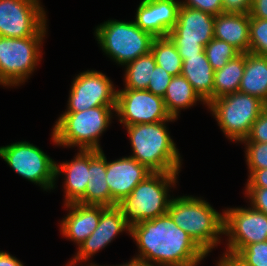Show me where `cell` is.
Masks as SVG:
<instances>
[{"label": "cell", "instance_id": "6da1fadb", "mask_svg": "<svg viewBox=\"0 0 267 266\" xmlns=\"http://www.w3.org/2000/svg\"><path fill=\"white\" fill-rule=\"evenodd\" d=\"M130 235L140 249L134 258L153 266H197L207 255L168 213L132 225Z\"/></svg>", "mask_w": 267, "mask_h": 266}, {"label": "cell", "instance_id": "7a4b0ae2", "mask_svg": "<svg viewBox=\"0 0 267 266\" xmlns=\"http://www.w3.org/2000/svg\"><path fill=\"white\" fill-rule=\"evenodd\" d=\"M166 121L125 126L133 155L152 172H178L180 154L166 128Z\"/></svg>", "mask_w": 267, "mask_h": 266}, {"label": "cell", "instance_id": "3957f363", "mask_svg": "<svg viewBox=\"0 0 267 266\" xmlns=\"http://www.w3.org/2000/svg\"><path fill=\"white\" fill-rule=\"evenodd\" d=\"M167 213L207 254L217 246L218 235L224 234V213H218L200 198H173Z\"/></svg>", "mask_w": 267, "mask_h": 266}, {"label": "cell", "instance_id": "277c9868", "mask_svg": "<svg viewBox=\"0 0 267 266\" xmlns=\"http://www.w3.org/2000/svg\"><path fill=\"white\" fill-rule=\"evenodd\" d=\"M115 109L116 106H99L81 112H64L53 128L54 143L78 146L82 150H102L99 136L111 123V111Z\"/></svg>", "mask_w": 267, "mask_h": 266}, {"label": "cell", "instance_id": "5b68a950", "mask_svg": "<svg viewBox=\"0 0 267 266\" xmlns=\"http://www.w3.org/2000/svg\"><path fill=\"white\" fill-rule=\"evenodd\" d=\"M178 173L152 172L118 204L130 227L167 213L171 200L168 198V190L176 184Z\"/></svg>", "mask_w": 267, "mask_h": 266}, {"label": "cell", "instance_id": "8992f818", "mask_svg": "<svg viewBox=\"0 0 267 266\" xmlns=\"http://www.w3.org/2000/svg\"><path fill=\"white\" fill-rule=\"evenodd\" d=\"M95 34L102 50L121 65L149 54L155 38L134 21L108 20L96 28Z\"/></svg>", "mask_w": 267, "mask_h": 266}, {"label": "cell", "instance_id": "52a82bcc", "mask_svg": "<svg viewBox=\"0 0 267 266\" xmlns=\"http://www.w3.org/2000/svg\"><path fill=\"white\" fill-rule=\"evenodd\" d=\"M207 106L224 134L236 142L247 138L253 123L267 107L259 98L241 92L214 99Z\"/></svg>", "mask_w": 267, "mask_h": 266}, {"label": "cell", "instance_id": "ba28073f", "mask_svg": "<svg viewBox=\"0 0 267 266\" xmlns=\"http://www.w3.org/2000/svg\"><path fill=\"white\" fill-rule=\"evenodd\" d=\"M45 34L46 24L31 37L0 36V84L17 86L25 82L39 62V50Z\"/></svg>", "mask_w": 267, "mask_h": 266}, {"label": "cell", "instance_id": "9c48e42d", "mask_svg": "<svg viewBox=\"0 0 267 266\" xmlns=\"http://www.w3.org/2000/svg\"><path fill=\"white\" fill-rule=\"evenodd\" d=\"M0 157L20 176L44 190L53 189L56 162L37 146L22 141L0 147Z\"/></svg>", "mask_w": 267, "mask_h": 266}, {"label": "cell", "instance_id": "30bf717a", "mask_svg": "<svg viewBox=\"0 0 267 266\" xmlns=\"http://www.w3.org/2000/svg\"><path fill=\"white\" fill-rule=\"evenodd\" d=\"M215 16L180 5L177 22L168 37L182 59L200 54L214 38Z\"/></svg>", "mask_w": 267, "mask_h": 266}, {"label": "cell", "instance_id": "8fae6325", "mask_svg": "<svg viewBox=\"0 0 267 266\" xmlns=\"http://www.w3.org/2000/svg\"><path fill=\"white\" fill-rule=\"evenodd\" d=\"M115 112L124 126L176 119L168 113L163 97L148 90H118Z\"/></svg>", "mask_w": 267, "mask_h": 266}, {"label": "cell", "instance_id": "7c38bea8", "mask_svg": "<svg viewBox=\"0 0 267 266\" xmlns=\"http://www.w3.org/2000/svg\"><path fill=\"white\" fill-rule=\"evenodd\" d=\"M224 234L229 237L224 255L235 256L246 245L267 241V214L251 208L224 212Z\"/></svg>", "mask_w": 267, "mask_h": 266}, {"label": "cell", "instance_id": "4fadbf2b", "mask_svg": "<svg viewBox=\"0 0 267 266\" xmlns=\"http://www.w3.org/2000/svg\"><path fill=\"white\" fill-rule=\"evenodd\" d=\"M45 16L39 0H0V36H34L46 24Z\"/></svg>", "mask_w": 267, "mask_h": 266}, {"label": "cell", "instance_id": "5bb4252c", "mask_svg": "<svg viewBox=\"0 0 267 266\" xmlns=\"http://www.w3.org/2000/svg\"><path fill=\"white\" fill-rule=\"evenodd\" d=\"M105 74L87 70L72 83L68 109L65 112H81L93 107L116 106L117 90Z\"/></svg>", "mask_w": 267, "mask_h": 266}, {"label": "cell", "instance_id": "9a60e30c", "mask_svg": "<svg viewBox=\"0 0 267 266\" xmlns=\"http://www.w3.org/2000/svg\"><path fill=\"white\" fill-rule=\"evenodd\" d=\"M151 173L152 171L145 165L130 156L112 162H107L106 158V181L110 189V207L117 206Z\"/></svg>", "mask_w": 267, "mask_h": 266}, {"label": "cell", "instance_id": "2e32d148", "mask_svg": "<svg viewBox=\"0 0 267 266\" xmlns=\"http://www.w3.org/2000/svg\"><path fill=\"white\" fill-rule=\"evenodd\" d=\"M180 5L176 0H142L134 22L155 38L168 37L177 22Z\"/></svg>", "mask_w": 267, "mask_h": 266}, {"label": "cell", "instance_id": "e0dca14e", "mask_svg": "<svg viewBox=\"0 0 267 266\" xmlns=\"http://www.w3.org/2000/svg\"><path fill=\"white\" fill-rule=\"evenodd\" d=\"M125 230L130 233V226L125 220L122 209L118 205L107 207L101 213L97 228L80 244L72 261L77 263L88 260L96 252L107 246L117 234Z\"/></svg>", "mask_w": 267, "mask_h": 266}, {"label": "cell", "instance_id": "ac0fdd59", "mask_svg": "<svg viewBox=\"0 0 267 266\" xmlns=\"http://www.w3.org/2000/svg\"><path fill=\"white\" fill-rule=\"evenodd\" d=\"M71 211L61 222L62 234L80 246L97 228L104 206L65 204Z\"/></svg>", "mask_w": 267, "mask_h": 266}, {"label": "cell", "instance_id": "d6986e66", "mask_svg": "<svg viewBox=\"0 0 267 266\" xmlns=\"http://www.w3.org/2000/svg\"><path fill=\"white\" fill-rule=\"evenodd\" d=\"M74 160L56 163V177L65 174V204L80 203L85 205V190L89 176V150L79 149Z\"/></svg>", "mask_w": 267, "mask_h": 266}, {"label": "cell", "instance_id": "ffe728a7", "mask_svg": "<svg viewBox=\"0 0 267 266\" xmlns=\"http://www.w3.org/2000/svg\"><path fill=\"white\" fill-rule=\"evenodd\" d=\"M250 15L222 13L215 16L214 38L223 40L240 53H248L250 48Z\"/></svg>", "mask_w": 267, "mask_h": 266}, {"label": "cell", "instance_id": "44dd1931", "mask_svg": "<svg viewBox=\"0 0 267 266\" xmlns=\"http://www.w3.org/2000/svg\"><path fill=\"white\" fill-rule=\"evenodd\" d=\"M88 172L85 205L110 207V189L106 181V157L103 150H89Z\"/></svg>", "mask_w": 267, "mask_h": 266}, {"label": "cell", "instance_id": "7402d4cb", "mask_svg": "<svg viewBox=\"0 0 267 266\" xmlns=\"http://www.w3.org/2000/svg\"><path fill=\"white\" fill-rule=\"evenodd\" d=\"M181 74L207 105L213 100L214 70L204 50L197 56L182 61Z\"/></svg>", "mask_w": 267, "mask_h": 266}, {"label": "cell", "instance_id": "603a6c76", "mask_svg": "<svg viewBox=\"0 0 267 266\" xmlns=\"http://www.w3.org/2000/svg\"><path fill=\"white\" fill-rule=\"evenodd\" d=\"M238 92L257 97L267 105V56L245 53L244 74Z\"/></svg>", "mask_w": 267, "mask_h": 266}, {"label": "cell", "instance_id": "cb8c5ba5", "mask_svg": "<svg viewBox=\"0 0 267 266\" xmlns=\"http://www.w3.org/2000/svg\"><path fill=\"white\" fill-rule=\"evenodd\" d=\"M163 100L168 113L176 119L180 109H186L199 100L206 104L182 74L172 77Z\"/></svg>", "mask_w": 267, "mask_h": 266}, {"label": "cell", "instance_id": "d4e9b609", "mask_svg": "<svg viewBox=\"0 0 267 266\" xmlns=\"http://www.w3.org/2000/svg\"><path fill=\"white\" fill-rule=\"evenodd\" d=\"M244 67L245 53H240L221 69L214 71L213 100L238 92Z\"/></svg>", "mask_w": 267, "mask_h": 266}, {"label": "cell", "instance_id": "484cf974", "mask_svg": "<svg viewBox=\"0 0 267 266\" xmlns=\"http://www.w3.org/2000/svg\"><path fill=\"white\" fill-rule=\"evenodd\" d=\"M150 52L157 66L162 67L173 77L181 74L182 59L169 37L154 38Z\"/></svg>", "mask_w": 267, "mask_h": 266}, {"label": "cell", "instance_id": "4316f807", "mask_svg": "<svg viewBox=\"0 0 267 266\" xmlns=\"http://www.w3.org/2000/svg\"><path fill=\"white\" fill-rule=\"evenodd\" d=\"M125 65H127V68L124 89L147 90L149 80L156 67L155 59L151 52Z\"/></svg>", "mask_w": 267, "mask_h": 266}, {"label": "cell", "instance_id": "83f0119b", "mask_svg": "<svg viewBox=\"0 0 267 266\" xmlns=\"http://www.w3.org/2000/svg\"><path fill=\"white\" fill-rule=\"evenodd\" d=\"M204 51L214 71L221 69L229 60L240 54V52L229 43L217 38H213L204 47Z\"/></svg>", "mask_w": 267, "mask_h": 266}, {"label": "cell", "instance_id": "f1b7e54d", "mask_svg": "<svg viewBox=\"0 0 267 266\" xmlns=\"http://www.w3.org/2000/svg\"><path fill=\"white\" fill-rule=\"evenodd\" d=\"M250 48L249 52L267 56V19L250 17Z\"/></svg>", "mask_w": 267, "mask_h": 266}, {"label": "cell", "instance_id": "f546056e", "mask_svg": "<svg viewBox=\"0 0 267 266\" xmlns=\"http://www.w3.org/2000/svg\"><path fill=\"white\" fill-rule=\"evenodd\" d=\"M234 257L243 266H267V241L246 245Z\"/></svg>", "mask_w": 267, "mask_h": 266}, {"label": "cell", "instance_id": "4dcf8cb0", "mask_svg": "<svg viewBox=\"0 0 267 266\" xmlns=\"http://www.w3.org/2000/svg\"><path fill=\"white\" fill-rule=\"evenodd\" d=\"M246 143V161L249 170L267 169V143Z\"/></svg>", "mask_w": 267, "mask_h": 266}, {"label": "cell", "instance_id": "1f68e13d", "mask_svg": "<svg viewBox=\"0 0 267 266\" xmlns=\"http://www.w3.org/2000/svg\"><path fill=\"white\" fill-rule=\"evenodd\" d=\"M172 77L173 76L162 67L156 65L149 80L147 90L154 95L164 97Z\"/></svg>", "mask_w": 267, "mask_h": 266}, {"label": "cell", "instance_id": "d6a6232c", "mask_svg": "<svg viewBox=\"0 0 267 266\" xmlns=\"http://www.w3.org/2000/svg\"><path fill=\"white\" fill-rule=\"evenodd\" d=\"M242 142L267 143V107L253 123L249 135Z\"/></svg>", "mask_w": 267, "mask_h": 266}, {"label": "cell", "instance_id": "836d02e7", "mask_svg": "<svg viewBox=\"0 0 267 266\" xmlns=\"http://www.w3.org/2000/svg\"><path fill=\"white\" fill-rule=\"evenodd\" d=\"M185 1L181 2L182 6L201 10L213 16H217L223 13L222 0H185Z\"/></svg>", "mask_w": 267, "mask_h": 266}, {"label": "cell", "instance_id": "e575fe53", "mask_svg": "<svg viewBox=\"0 0 267 266\" xmlns=\"http://www.w3.org/2000/svg\"><path fill=\"white\" fill-rule=\"evenodd\" d=\"M246 194L253 209L267 214V188H246Z\"/></svg>", "mask_w": 267, "mask_h": 266}, {"label": "cell", "instance_id": "d590c367", "mask_svg": "<svg viewBox=\"0 0 267 266\" xmlns=\"http://www.w3.org/2000/svg\"><path fill=\"white\" fill-rule=\"evenodd\" d=\"M223 13L249 14L252 0H222Z\"/></svg>", "mask_w": 267, "mask_h": 266}, {"label": "cell", "instance_id": "8d00e7d4", "mask_svg": "<svg viewBox=\"0 0 267 266\" xmlns=\"http://www.w3.org/2000/svg\"><path fill=\"white\" fill-rule=\"evenodd\" d=\"M246 188H267V169L249 170Z\"/></svg>", "mask_w": 267, "mask_h": 266}, {"label": "cell", "instance_id": "74e56055", "mask_svg": "<svg viewBox=\"0 0 267 266\" xmlns=\"http://www.w3.org/2000/svg\"><path fill=\"white\" fill-rule=\"evenodd\" d=\"M250 17L267 19V0H252Z\"/></svg>", "mask_w": 267, "mask_h": 266}, {"label": "cell", "instance_id": "f35d334b", "mask_svg": "<svg viewBox=\"0 0 267 266\" xmlns=\"http://www.w3.org/2000/svg\"><path fill=\"white\" fill-rule=\"evenodd\" d=\"M0 266H24L17 258L7 252L0 251Z\"/></svg>", "mask_w": 267, "mask_h": 266}, {"label": "cell", "instance_id": "ab89813d", "mask_svg": "<svg viewBox=\"0 0 267 266\" xmlns=\"http://www.w3.org/2000/svg\"><path fill=\"white\" fill-rule=\"evenodd\" d=\"M217 266H243L234 256L223 255Z\"/></svg>", "mask_w": 267, "mask_h": 266}, {"label": "cell", "instance_id": "60d3db41", "mask_svg": "<svg viewBox=\"0 0 267 266\" xmlns=\"http://www.w3.org/2000/svg\"><path fill=\"white\" fill-rule=\"evenodd\" d=\"M89 266H97V265L91 263V265H89ZM120 266H153V265L147 264V263H145L142 260H139L137 258H132V260H130V262H128L126 264H122Z\"/></svg>", "mask_w": 267, "mask_h": 266}, {"label": "cell", "instance_id": "b9f144b4", "mask_svg": "<svg viewBox=\"0 0 267 266\" xmlns=\"http://www.w3.org/2000/svg\"><path fill=\"white\" fill-rule=\"evenodd\" d=\"M75 264H77V263L74 261H71V263L69 262V264H67V266H75Z\"/></svg>", "mask_w": 267, "mask_h": 266}]
</instances>
